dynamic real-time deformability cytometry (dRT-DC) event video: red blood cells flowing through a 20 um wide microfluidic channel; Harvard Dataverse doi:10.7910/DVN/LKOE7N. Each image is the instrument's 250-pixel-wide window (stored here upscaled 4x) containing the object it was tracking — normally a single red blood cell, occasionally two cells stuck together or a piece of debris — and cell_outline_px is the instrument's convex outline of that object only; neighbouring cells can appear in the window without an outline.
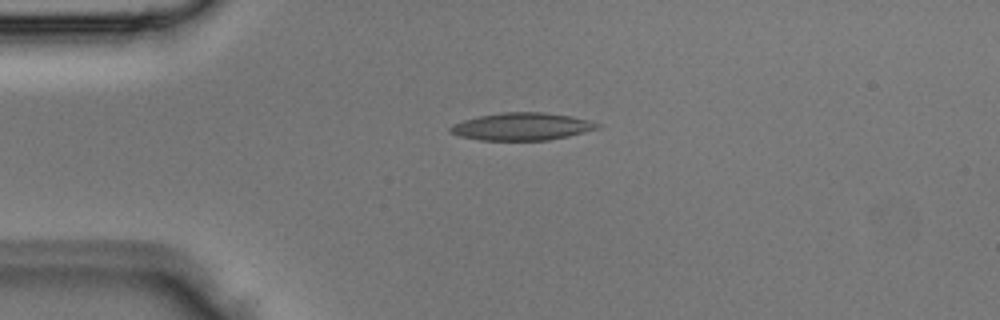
{"species": "Egyptian fruit bat (a non-hibernating species)", "species_latin": "Rousettus aegyptiacus", "temperature_condition": "room temperature", "stored_images_in_passage": 2, "camera_frame_rate_fps": 3000, "um_per_image_px": 0.085, "animal": {"sex": "male"}, "frame": {"image": 1, "passage_image": 1, "time_ms": 0.0, "image_size_px": [1000, 320], "cell_outline_px": [[600, 128], [568, 136], [548, 140], [480, 140], [460, 136], [448, 132], [448, 128], [452, 124], [464, 120], [480, 116], [504, 112], [544, 112], [572, 116], [588, 120], [600, 124]], "centroid_in_image_um": [44.35, 10.75], "position_along_channel_um": 40.7, "area_um2": 23.52}}